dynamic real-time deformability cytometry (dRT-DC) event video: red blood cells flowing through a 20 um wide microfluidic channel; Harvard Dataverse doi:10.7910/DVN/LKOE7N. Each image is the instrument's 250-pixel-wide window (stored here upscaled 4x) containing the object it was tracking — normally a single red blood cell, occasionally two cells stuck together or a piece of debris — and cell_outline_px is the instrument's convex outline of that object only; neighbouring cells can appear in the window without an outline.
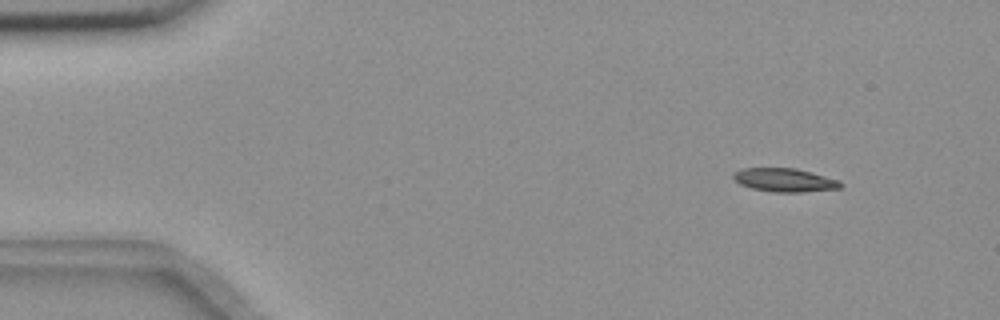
{"species": "common noctule bat (a hibernating species)", "species_latin": "Nyctalus noctula", "temperature_condition": "room temperature", "stored_images_in_passage": 51, "camera_frame_rate_fps": 3000, "um_per_image_px": 0.085, "animal": {"sex": "female", "body_mass_g": 18.4}, "frame": {"image": 1, "passage_image": 1, "time_ms": 0.0, "image_size_px": [1000, 320], "cell_outline_px": [[844, 184], [840, 188], [804, 192], [772, 192], [752, 188], [740, 184], [732, 176], [732, 172], [740, 168], [796, 168], [812, 172], [840, 180]], "centroid_in_image_um": [66.7, 15.3], "position_along_channel_um": 18.3, "area_um2": 14.85}}
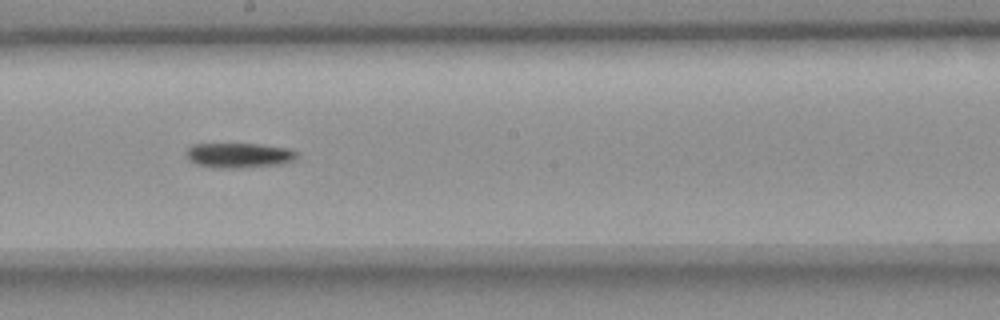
{"frame": {"image": 2, "passage_image": 26, "time_ms": 8.333, "image_size_px": [1000, 320], "cell_outline_px": [[296, 156], [292, 160], [284, 164], [240, 168], [224, 168], [196, 164], [188, 160], [184, 152], [192, 144], [260, 144], [288, 148], [296, 152]], "centroid_in_image_um": [20.28, 13.2], "position_along_channel_um": 227.9, "area_um2": 16.07}}
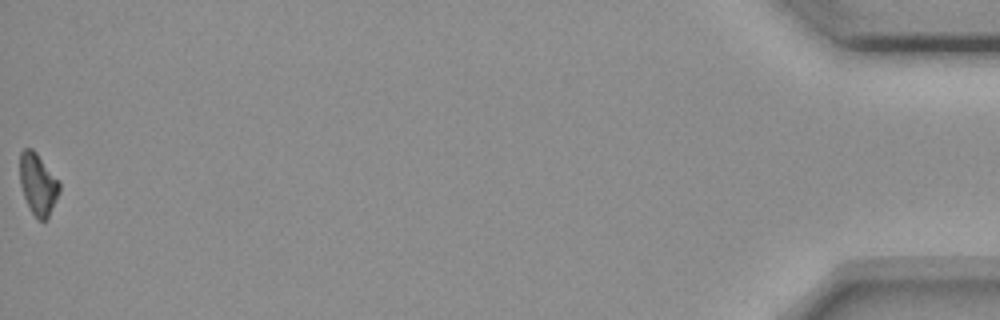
{"frame": {"image": 3, "passage_image": 51, "time_ms": 16.667, "image_size_px": [1000, 320], "cell_outline_px": [[60, 192], [48, 216], [44, 220], [40, 220], [32, 212], [24, 196], [20, 184], [20, 152], [24, 148], [32, 148], [36, 152], [60, 180]], "centroid_in_image_um": [3.24, 15.6], "position_along_channel_um": 432.0, "area_um2": 14.1}}